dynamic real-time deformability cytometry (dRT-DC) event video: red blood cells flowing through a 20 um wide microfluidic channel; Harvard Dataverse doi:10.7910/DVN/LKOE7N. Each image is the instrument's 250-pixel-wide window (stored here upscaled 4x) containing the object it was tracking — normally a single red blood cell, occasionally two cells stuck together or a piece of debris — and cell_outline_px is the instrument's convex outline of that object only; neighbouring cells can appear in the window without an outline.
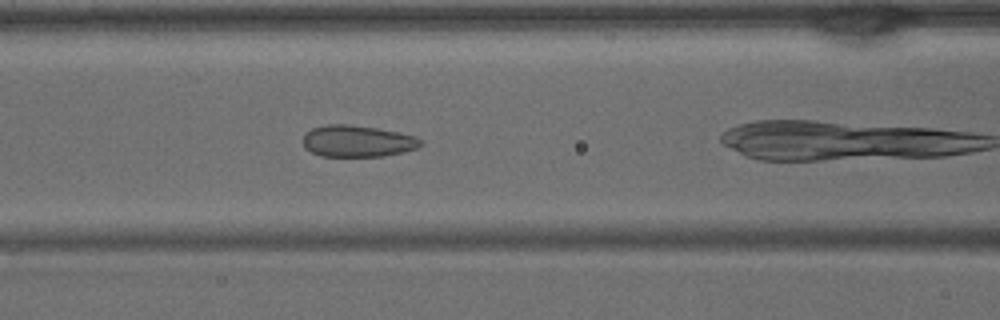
{"species": "common noctule bat (a hibernating species)", "species_latin": "Nyctalus noctula", "temperature_condition": "warm", "stored_images_in_passage": 16, "camera_frame_rate_fps": 3000, "um_per_image_px": 0.085, "animal": {"sex": "male", "body_mass_g": 15.6}, "frame": {"image": 1, "passage_image": 5, "time_ms": 1.333, "image_size_px": [1000, 320], "cell_outline_px": [[424, 144], [416, 148], [404, 152], [384, 156], [320, 156], [304, 148], [304, 136], [312, 128], [328, 124], [348, 124], [376, 128], [416, 136]], "centroid_in_image_um": [30.39, 12.0], "position_along_channel_um": 136.2, "area_um2": 21.56}}
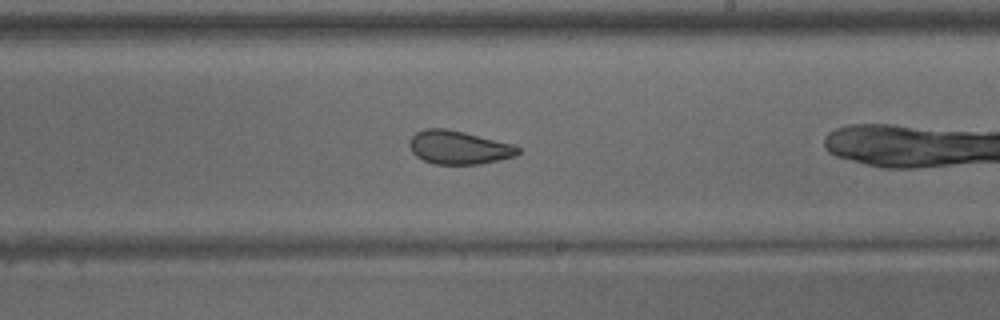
{"frame": {"image": 2, "passage_image": 12, "time_ms": 3.667, "image_size_px": [1000, 320], "cell_outline_px": [[520, 152], [516, 156], [500, 160], [480, 164], [432, 164], [416, 156], [412, 152], [408, 144], [412, 136], [416, 132], [424, 128], [444, 128], [464, 132], [512, 144], [520, 148]], "centroid_in_image_um": [38.98, 12.54], "position_along_channel_um": 250.0, "area_um2": 21.21}}
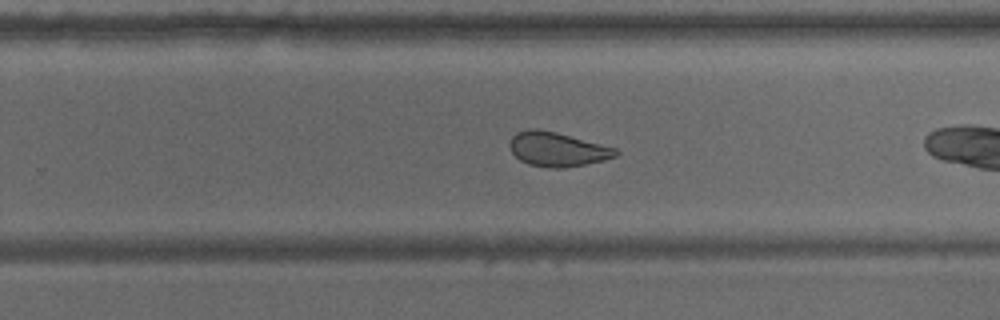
{"frame": {"image": 3, "passage_image": 14, "time_ms": 4.333, "image_size_px": [1000, 320], "cell_outline_px": [[620, 152], [616, 156], [604, 160], [564, 168], [552, 168], [528, 164], [520, 160], [512, 152], [508, 144], [512, 136], [516, 132], [528, 128], [536, 128], [556, 132], [616, 148]], "centroid_in_image_um": [47.34, 12.68], "position_along_channel_um": 282.5, "area_um2": 21.15}}